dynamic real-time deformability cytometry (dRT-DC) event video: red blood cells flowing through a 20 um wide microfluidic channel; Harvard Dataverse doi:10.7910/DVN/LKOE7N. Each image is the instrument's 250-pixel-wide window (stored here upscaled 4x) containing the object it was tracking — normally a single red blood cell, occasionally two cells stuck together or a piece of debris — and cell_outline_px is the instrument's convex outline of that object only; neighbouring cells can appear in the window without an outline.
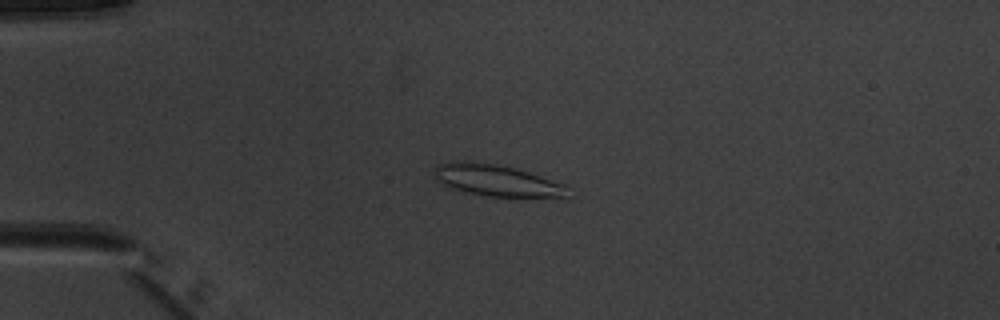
{"species": "common noctule bat (a hibernating species)", "species_latin": "Nyctalus noctula", "temperature_condition": "warm", "stored_images_in_passage": 5, "camera_frame_rate_fps": 3000, "um_per_image_px": 0.085, "animal": {"sex": "male", "body_mass_g": 20.1, "forearm_length_mm": 53.5}, "frame": {"image": 1, "passage_image": 4, "time_ms": 3.667, "image_size_px": [1000, 320], "cell_outline_px": [[568, 196], [484, 196], [464, 192], [452, 188], [436, 180], [436, 168], [440, 164], [452, 160], [456, 160], [492, 164], [516, 168], [564, 184]], "centroid_in_image_um": [42.15, 15.33], "position_along_channel_um": 42.8, "area_um2": 23.81}}